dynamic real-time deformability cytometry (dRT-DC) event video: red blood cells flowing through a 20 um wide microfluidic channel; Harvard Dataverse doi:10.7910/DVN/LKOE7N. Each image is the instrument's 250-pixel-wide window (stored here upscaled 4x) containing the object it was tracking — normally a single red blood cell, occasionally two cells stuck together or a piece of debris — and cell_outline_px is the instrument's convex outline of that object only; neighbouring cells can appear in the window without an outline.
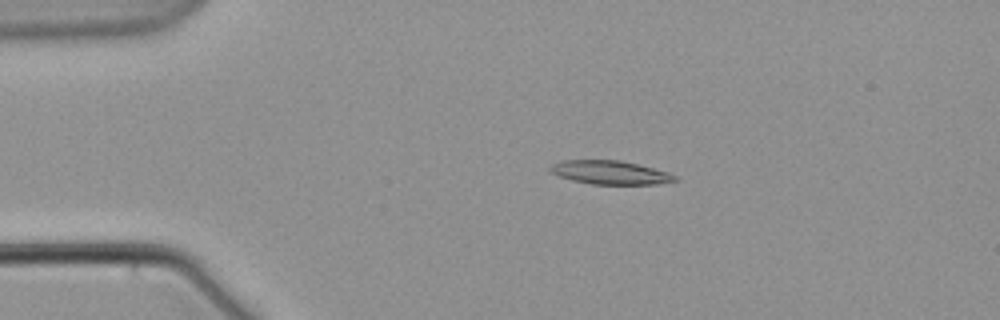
{"species": "common noctule bat (a hibernating species)", "species_latin": "Nyctalus noctula", "temperature_condition": "warm", "stored_images_in_passage": 5, "camera_frame_rate_fps": 3000, "um_per_image_px": 0.085, "animal": {"sex": "male", "body_mass_g": 21.5, "forearm_length_mm": 52.0}, "frame": {"image": 1, "passage_image": 4, "time_ms": 3.667, "image_size_px": [1000, 320], "cell_outline_px": [[680, 180], [656, 184], [592, 184], [572, 180], [560, 176], [552, 172], [548, 168], [552, 164], [564, 160], [620, 160], [668, 172], [676, 176]], "centroid_in_image_um": [51.87, 14.66], "position_along_channel_um": 33.1, "area_um2": 16.99}}